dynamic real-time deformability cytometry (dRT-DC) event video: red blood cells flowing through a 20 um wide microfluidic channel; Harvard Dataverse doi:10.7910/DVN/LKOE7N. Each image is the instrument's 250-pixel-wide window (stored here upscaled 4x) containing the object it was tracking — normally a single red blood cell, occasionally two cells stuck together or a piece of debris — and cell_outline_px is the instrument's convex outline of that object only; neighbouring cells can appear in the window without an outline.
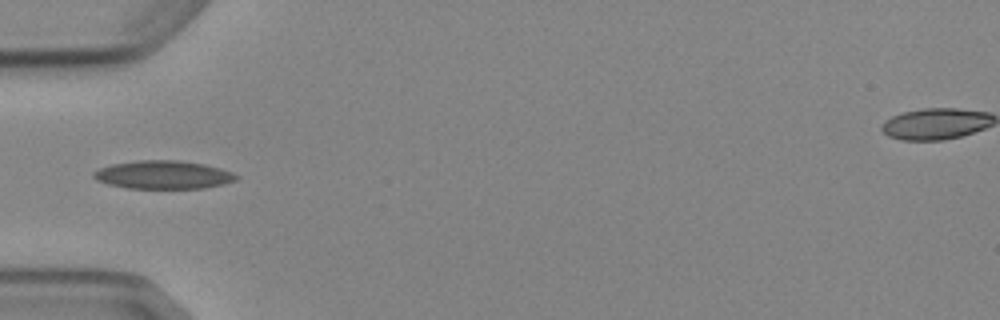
{"species": "Egyptian fruit bat (a non-hibernating species)", "species_latin": "Rousettus aegyptiacus", "temperature_condition": "cold", "stored_images_in_passage": 5, "camera_frame_rate_fps": 3000, "um_per_image_px": 0.085, "animal": {"sex": "female"}, "frame": {"image": 1, "passage_image": 5, "time_ms": 4.667, "image_size_px": [1000, 320], "cell_outline_px": [[240, 176], [236, 180], [224, 184], [204, 188], [128, 188], [108, 184], [96, 180], [92, 176], [92, 172], [100, 168], [112, 164], [140, 160], [180, 160], [204, 164], [220, 168], [232, 172]], "centroid_in_image_um": [13.89, 14.85], "position_along_channel_um": 71.1, "area_um2": 23.52}}